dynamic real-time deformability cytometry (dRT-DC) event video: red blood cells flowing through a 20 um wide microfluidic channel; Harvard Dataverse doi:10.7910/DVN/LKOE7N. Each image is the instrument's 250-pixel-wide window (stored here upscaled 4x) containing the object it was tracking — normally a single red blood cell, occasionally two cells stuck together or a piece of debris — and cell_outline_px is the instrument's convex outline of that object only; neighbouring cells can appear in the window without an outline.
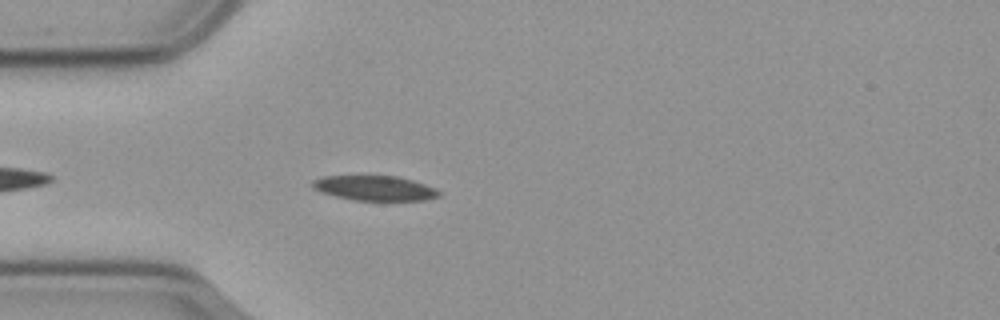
{"species": "common noctule bat (a hibernating species)", "species_latin": "Nyctalus noctula", "temperature_condition": "cold", "stored_images_in_passage": 10, "camera_frame_rate_fps": 3000, "um_per_image_px": 0.085, "animal": {"sex": "male", "body_mass_g": 23.1, "forearm_length_mm": 52.7}, "frame": {"image": 1, "passage_image": 5, "time_ms": 1.333, "image_size_px": [1000, 320], "cell_outline_px": [[440, 196], [424, 200], [352, 200], [320, 192], [312, 188], [312, 180], [324, 176], [396, 176], [412, 180], [436, 188], [440, 192]], "centroid_in_image_um": [31.83, 15.99], "position_along_channel_um": 53.2, "area_um2": 18.26}}